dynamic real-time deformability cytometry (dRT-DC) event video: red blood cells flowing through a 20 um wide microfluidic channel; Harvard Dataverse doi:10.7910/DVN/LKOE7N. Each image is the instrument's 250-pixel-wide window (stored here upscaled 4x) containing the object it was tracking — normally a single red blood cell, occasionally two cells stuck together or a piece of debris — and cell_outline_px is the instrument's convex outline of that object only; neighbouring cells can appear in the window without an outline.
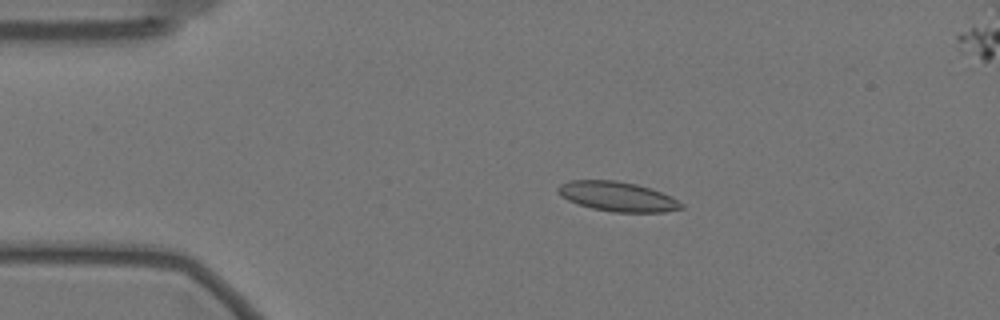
{"species": "Egyptian fruit bat (a non-hibernating species)", "species_latin": "Rousettus aegyptiacus", "temperature_condition": "warm", "stored_images_in_passage": 58, "camera_frame_rate_fps": 3000, "um_per_image_px": 0.085, "animal": {"sex": "female"}, "frame": {"image": 1, "passage_image": 11, "time_ms": 3.333, "image_size_px": [1000, 320], "cell_outline_px": [[684, 208], [664, 212], [612, 212], [592, 208], [576, 204], [560, 196], [556, 192], [556, 188], [560, 184], [568, 180], [616, 180], [636, 184], [652, 188], [672, 196], [684, 204]], "centroid_in_image_um": [52.47, 16.7], "position_along_channel_um": 32.5, "area_um2": 21.68}}
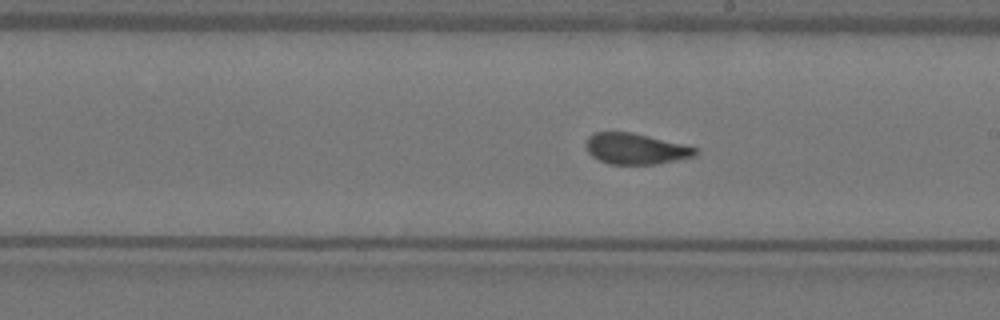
{"frame": {"image": 2, "passage_image": 32, "time_ms": 10.333, "image_size_px": [1000, 320], "cell_outline_px": [[700, 152], [696, 156], [656, 164], [608, 164], [592, 156], [588, 152], [584, 144], [588, 136], [596, 132], [632, 132], [700, 148]], "centroid_in_image_um": [54.05, 12.64], "position_along_channel_um": 234.9, "area_um2": 19.88}}
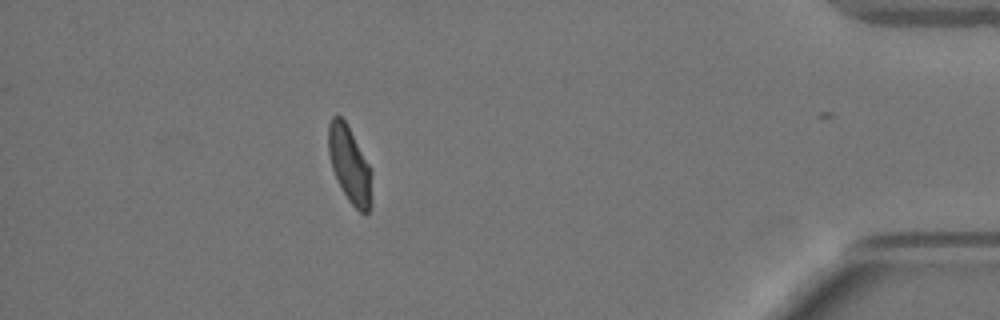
{"frame": {"image": 3, "passage_image": 51, "time_ms": 16.667, "image_size_px": [1000, 320], "cell_outline_px": [[372, 204], [368, 212], [360, 212], [348, 200], [332, 168], [328, 152], [328, 124], [332, 116], [340, 116], [348, 124], [372, 168]], "centroid_in_image_um": [29.75, 13.97], "position_along_channel_um": 405.4, "area_um2": 19.59}, "authors_computed_cell_mechanics": {"area_um2": 20.3167, "velocity_mm_per_s": 3.494, "shape_relaxation_time_tau1_ms": null, "shape_relaxation_time_tau2_ms": 1.0073, "deformation_change_tau1": null, "deformation_change_tau2": 0.0816}}